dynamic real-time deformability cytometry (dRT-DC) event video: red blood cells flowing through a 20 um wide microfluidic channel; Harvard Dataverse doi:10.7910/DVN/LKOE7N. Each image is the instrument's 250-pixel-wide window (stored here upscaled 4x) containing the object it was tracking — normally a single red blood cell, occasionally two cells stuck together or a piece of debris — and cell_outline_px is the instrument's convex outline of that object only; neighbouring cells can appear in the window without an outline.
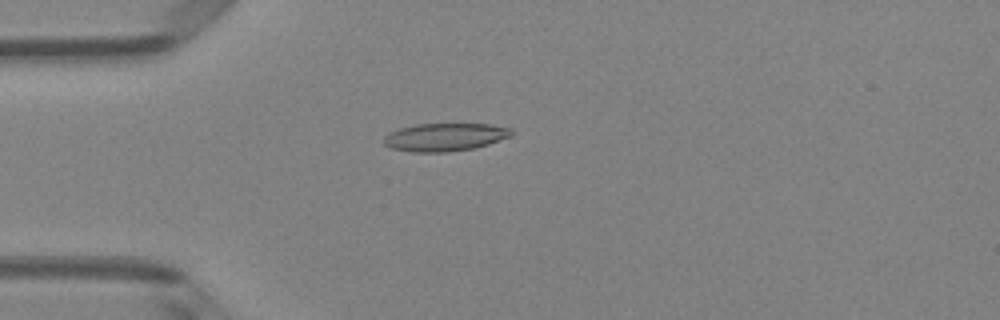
{"species": "Egyptian fruit bat (a non-hibernating species)", "species_latin": "Rousettus aegyptiacus", "temperature_condition": "room temperature", "stored_images_in_passage": 33, "camera_frame_rate_fps": 3000, "um_per_image_px": 0.085, "animal": {"sex": "female"}, "frame": {"image": 1, "passage_image": 14, "time_ms": 4.333, "image_size_px": [1000, 320], "cell_outline_px": [[512, 136], [488, 144], [472, 148], [448, 152], [412, 152], [392, 148], [384, 144], [384, 136], [400, 128], [416, 124], [492, 124], [508, 128], [512, 132]], "centroid_in_image_um": [37.81, 11.65], "position_along_channel_um": 47.2, "area_um2": 20.58}}
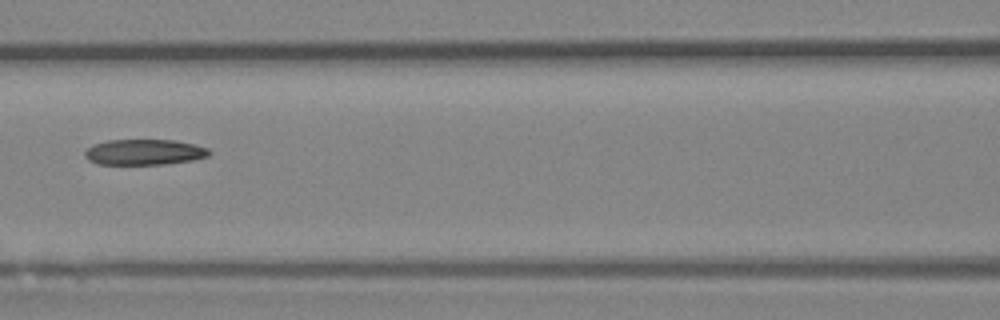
{"frame": {"image": 2, "passage_image": 23, "time_ms": 7.333, "image_size_px": [1000, 320], "cell_outline_px": [[212, 152], [208, 156], [192, 160], [164, 164], [96, 164], [88, 160], [84, 156], [84, 152], [88, 148], [96, 144], [108, 140], [176, 140], [208, 148]], "centroid_in_image_um": [12.26, 12.93], "position_along_channel_um": 154.3, "area_um2": 18.5}}
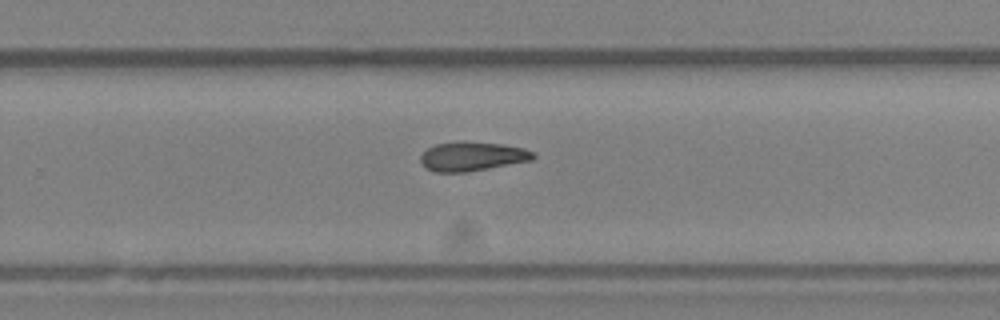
{"frame": {"image": 3, "passage_image": 33, "time_ms": 10.667, "image_size_px": [1000, 320], "cell_outline_px": [[536, 156], [532, 160], [468, 172], [432, 172], [420, 160], [420, 156], [428, 148], [436, 144], [456, 140], [460, 140], [500, 144], [524, 148], [536, 152]], "centroid_in_image_um": [40.15, 13.28], "position_along_channel_um": 289.6, "area_um2": 19.31}}